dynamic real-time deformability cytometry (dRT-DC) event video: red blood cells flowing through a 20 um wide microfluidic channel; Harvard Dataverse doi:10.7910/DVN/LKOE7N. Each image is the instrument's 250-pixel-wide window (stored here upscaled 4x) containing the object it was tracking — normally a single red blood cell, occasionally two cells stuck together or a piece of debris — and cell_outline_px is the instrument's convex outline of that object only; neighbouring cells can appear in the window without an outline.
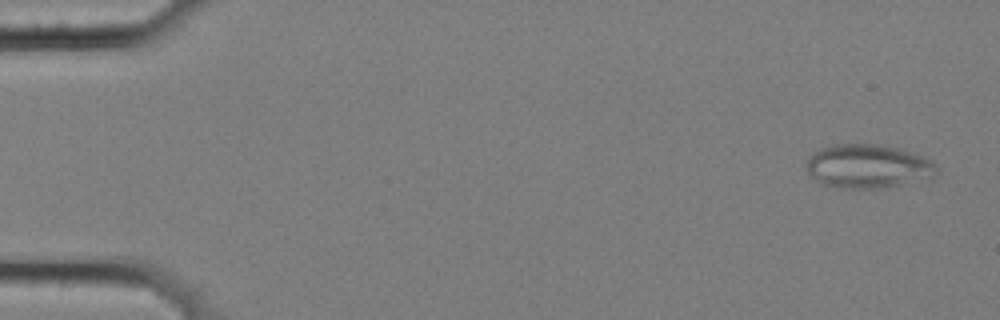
{"species": "common noctule bat (a hibernating species)", "species_latin": "Nyctalus noctula", "temperature_condition": "cold", "stored_images_in_passage": 10, "camera_frame_rate_fps": 3000, "um_per_image_px": 0.085, "animal": {"sex": "female", "body_mass_g": 25.1}, "frame": {"image": 1, "passage_image": 1, "time_ms": 0.0, "image_size_px": [1000, 320], "cell_outline_px": [[936, 176], [900, 184], [880, 188], [852, 188], [824, 184], [816, 180], [808, 172], [804, 164], [816, 152], [824, 148], [836, 144], [876, 144], [896, 148], [932, 160], [936, 164]], "centroid_in_image_um": [73.77, 14.13], "position_along_channel_um": 11.2, "area_um2": 32.43}}